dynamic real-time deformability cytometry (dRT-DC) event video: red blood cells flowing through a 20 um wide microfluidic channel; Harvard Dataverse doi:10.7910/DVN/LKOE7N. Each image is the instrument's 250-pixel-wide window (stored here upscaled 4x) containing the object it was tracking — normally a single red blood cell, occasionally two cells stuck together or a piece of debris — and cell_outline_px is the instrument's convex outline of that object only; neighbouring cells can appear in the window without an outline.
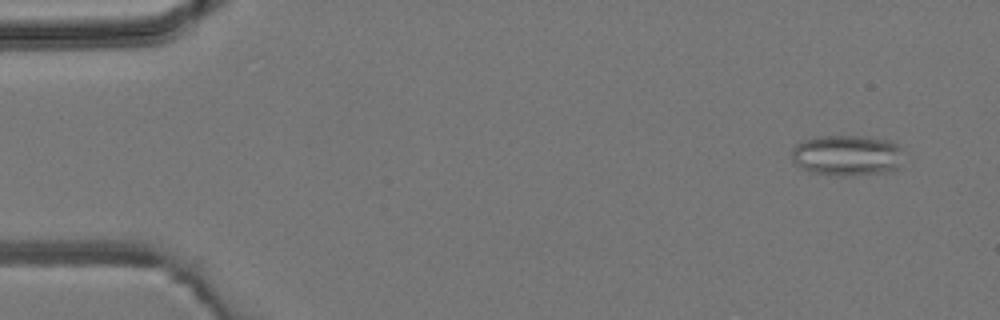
{"species": "common noctule bat (a hibernating species)", "species_latin": "Nyctalus noctula", "temperature_condition": "room temperature", "stored_images_in_passage": 4, "camera_frame_rate_fps": 3000, "um_per_image_px": 0.085, "animal": {"sex": "male", "body_mass_g": 19.2, "forearm_length_mm": 51.8}, "frame": {"image": 1, "passage_image": 1, "time_ms": 0.0, "image_size_px": [1000, 320], "cell_outline_px": [[900, 168], [896, 172], [844, 176], [840, 176], [812, 172], [800, 168], [792, 160], [792, 148], [796, 144], [804, 140], [816, 136], [864, 136], [892, 140], [900, 148]], "centroid_in_image_um": [72.01, 13.21], "position_along_channel_um": 13.0, "area_um2": 26.99}}
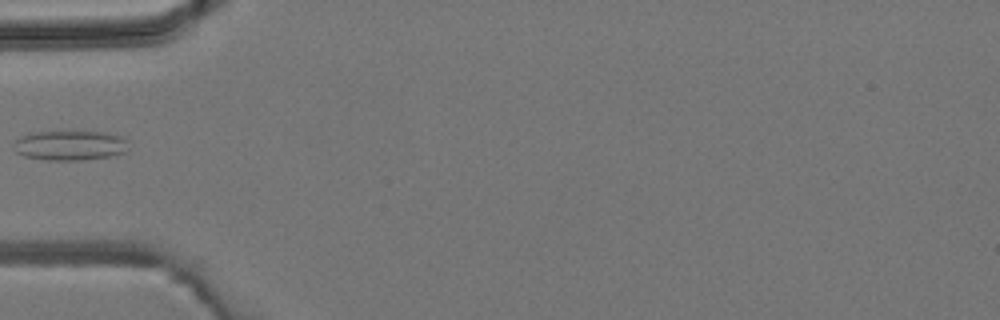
{"frame": {"image": 2, "passage_image": 4, "time_ms": 4.333, "image_size_px": [1000, 320], "cell_outline_px": [[128, 152], [108, 156], [80, 160], [48, 160], [24, 156], [16, 152], [12, 144], [20, 136], [36, 132], [108, 132], [120, 136], [124, 140]], "centroid_in_image_um": [5.91, 12.36], "position_along_channel_um": 79.1, "area_um2": 19.71}}